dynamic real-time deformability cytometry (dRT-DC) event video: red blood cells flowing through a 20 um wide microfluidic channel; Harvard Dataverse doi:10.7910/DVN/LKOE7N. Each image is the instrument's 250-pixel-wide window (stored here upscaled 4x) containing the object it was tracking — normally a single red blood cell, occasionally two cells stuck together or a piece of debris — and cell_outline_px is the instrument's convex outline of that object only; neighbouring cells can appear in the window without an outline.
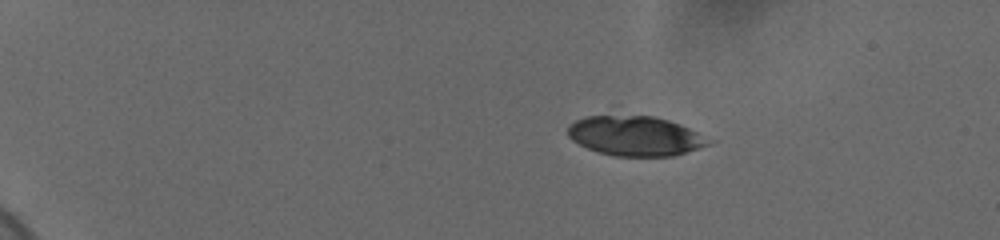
{"species": "human", "species_latin": "Homo sapiens", "temperature_condition": "cold", "stored_images_in_passage": 11, "camera_frame_rate_fps": 3000, "um_per_image_px": 0.085, "donor": {"sex": "female"}, "frame": {"image": 1, "passage_image": 2, "time_ms": 2.0, "image_size_px": [1000, 240], "cell_outline_px": [[716, 140], [712, 144], [672, 156], [612, 156], [588, 148], [572, 140], [568, 136], [568, 128], [576, 120], [588, 116], [652, 116], [668, 120], [680, 124]], "centroid_in_image_um": [54.06, 11.56], "position_along_channel_um": 30.9, "area_um2": 32.48}}
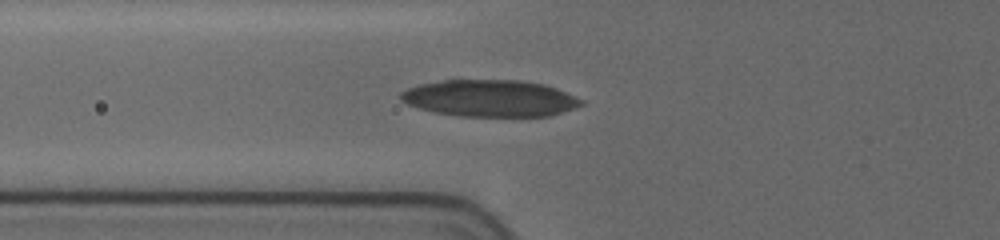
{"frame": {"image": 2, "passage_image": 10, "time_ms": 6.333, "image_size_px": [1000, 240], "cell_outline_px": [[584, 104], [576, 108], [548, 116], [456, 116], [432, 112], [408, 104], [400, 100], [400, 92], [408, 88], [420, 84], [444, 80], [524, 80], [544, 84], [556, 88], [584, 100]], "centroid_in_image_um": [41.65, 8.35], "position_along_channel_um": 84.1, "area_um2": 38.84}}